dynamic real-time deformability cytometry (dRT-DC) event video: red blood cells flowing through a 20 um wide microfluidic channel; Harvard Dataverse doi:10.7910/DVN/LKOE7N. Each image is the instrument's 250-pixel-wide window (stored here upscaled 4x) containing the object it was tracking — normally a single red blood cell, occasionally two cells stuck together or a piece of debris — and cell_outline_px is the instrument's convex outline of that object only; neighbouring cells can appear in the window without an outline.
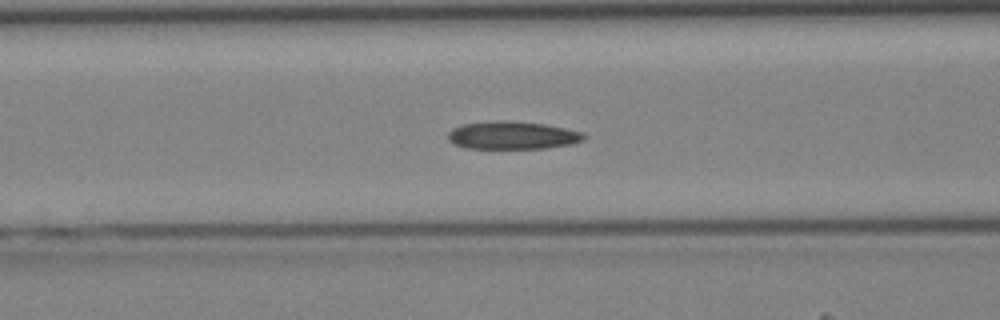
{"species": "Egyptian fruit bat (a non-hibernating species)", "species_latin": "Rousettus aegyptiacus", "temperature_condition": "cold", "stored_images_in_passage": 38, "camera_frame_rate_fps": 3000, "um_per_image_px": 0.085, "animal": {"sex": "female"}, "frame": {"image": 1, "passage_image": 17, "time_ms": 5.333, "image_size_px": [1000, 320], "cell_outline_px": [[588, 136], [584, 140], [568, 144], [544, 148], [464, 148], [452, 144], [448, 140], [448, 132], [452, 128], [460, 124], [496, 120], [512, 120], [544, 124], [584, 132]], "centroid_in_image_um": [43.51, 11.49], "position_along_channel_um": 123.1, "area_um2": 22.31}}
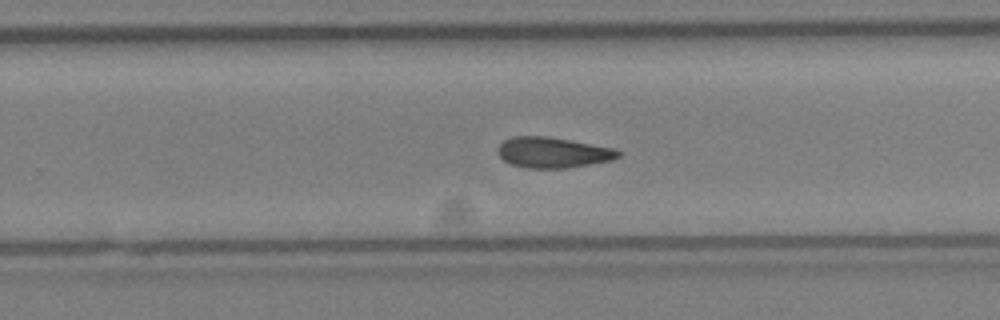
{"frame": {"image": 2, "passage_image": 27, "time_ms": 8.667, "image_size_px": [1000, 320], "cell_outline_px": [[620, 156], [612, 160], [568, 168], [528, 168], [512, 164], [504, 160], [496, 152], [496, 148], [504, 140], [512, 136], [548, 136], [616, 148], [620, 152]], "centroid_in_image_um": [46.99, 12.95], "position_along_channel_um": 282.8, "area_um2": 21.62}}
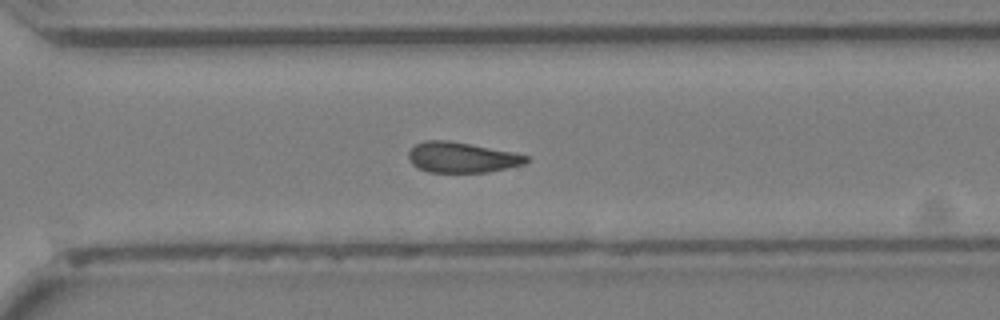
{"frame": {"image": 3, "passage_image": 30, "time_ms": 9.667, "image_size_px": [1000, 320], "cell_outline_px": [[528, 160], [524, 164], [488, 172], [428, 172], [416, 168], [408, 160], [408, 152], [416, 144], [424, 140], [448, 140], [512, 152], [528, 156]], "centroid_in_image_um": [39.19, 13.38], "position_along_channel_um": 331.4, "area_um2": 20.81}}